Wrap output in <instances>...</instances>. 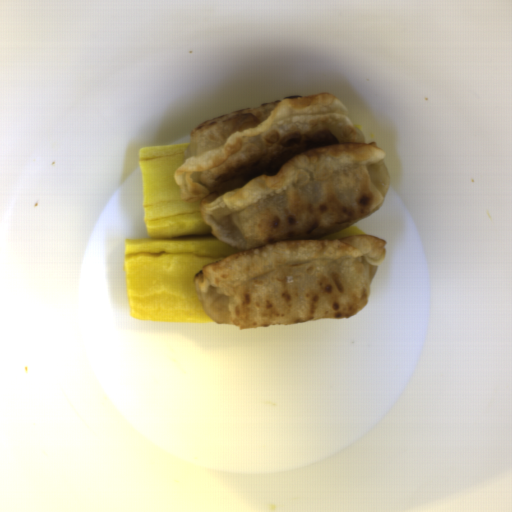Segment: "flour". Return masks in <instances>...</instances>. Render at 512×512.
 I'll return each instance as SVG.
<instances>
[{"label":"flour","mask_w":512,"mask_h":512,"mask_svg":"<svg viewBox=\"0 0 512 512\" xmlns=\"http://www.w3.org/2000/svg\"><path fill=\"white\" fill-rule=\"evenodd\" d=\"M386 151L332 93L199 124L173 174L185 203L238 250L195 274L217 324L240 330L356 315L386 256L370 234L322 239L371 216L391 183Z\"/></svg>","instance_id":"flour-1"}]
</instances>
